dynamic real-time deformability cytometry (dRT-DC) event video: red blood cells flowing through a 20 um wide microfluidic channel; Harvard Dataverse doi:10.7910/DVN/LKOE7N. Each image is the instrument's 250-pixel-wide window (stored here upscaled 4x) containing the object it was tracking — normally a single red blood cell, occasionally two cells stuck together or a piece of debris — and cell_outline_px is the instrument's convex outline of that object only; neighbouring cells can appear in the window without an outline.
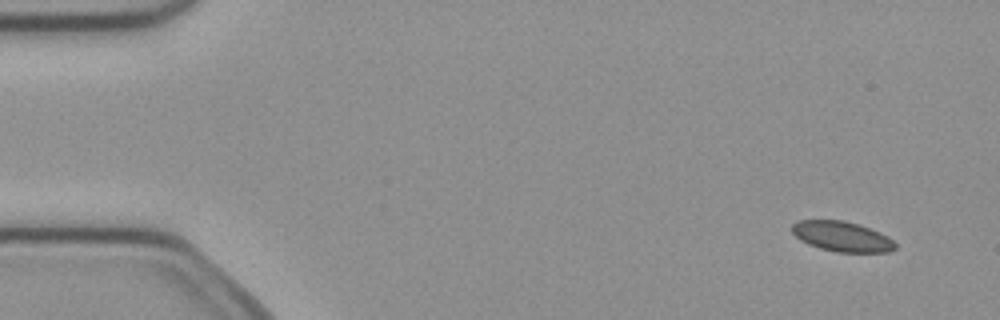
{"species": "common noctule bat (a hibernating species)", "species_latin": "Nyctalus noctula", "temperature_condition": "cold", "stored_images_in_passage": 5, "camera_frame_rate_fps": 3000, "um_per_image_px": 0.085, "animal": {"sex": "female", "body_mass_g": 21.9}, "frame": {"image": 1, "passage_image": 1, "time_ms": 0.0, "image_size_px": [1000, 320], "cell_outline_px": [[896, 248], [888, 252], [836, 252], [820, 248], [808, 244], [800, 240], [792, 232], [792, 224], [796, 220], [844, 220], [880, 232], [888, 236], [896, 244]], "centroid_in_image_um": [71.55, 20.1], "position_along_channel_um": 13.4, "area_um2": 18.09}}
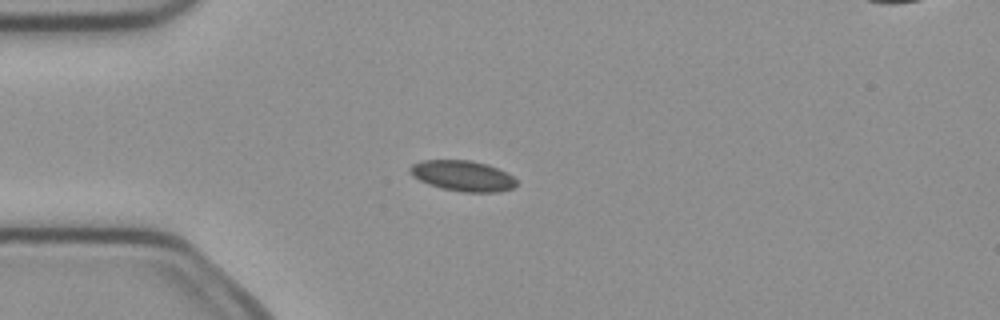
{"frame": {"image": 2, "passage_image": 4, "time_ms": 1.0, "image_size_px": [1000, 320], "cell_outline_px": [[516, 184], [512, 188], [496, 192], [464, 192], [440, 188], [428, 184], [412, 176], [408, 172], [408, 168], [412, 164], [420, 160], [468, 160], [488, 164], [512, 176], [516, 180]], "centroid_in_image_um": [39.26, 14.94], "position_along_channel_um": 45.7, "area_um2": 18.96}}